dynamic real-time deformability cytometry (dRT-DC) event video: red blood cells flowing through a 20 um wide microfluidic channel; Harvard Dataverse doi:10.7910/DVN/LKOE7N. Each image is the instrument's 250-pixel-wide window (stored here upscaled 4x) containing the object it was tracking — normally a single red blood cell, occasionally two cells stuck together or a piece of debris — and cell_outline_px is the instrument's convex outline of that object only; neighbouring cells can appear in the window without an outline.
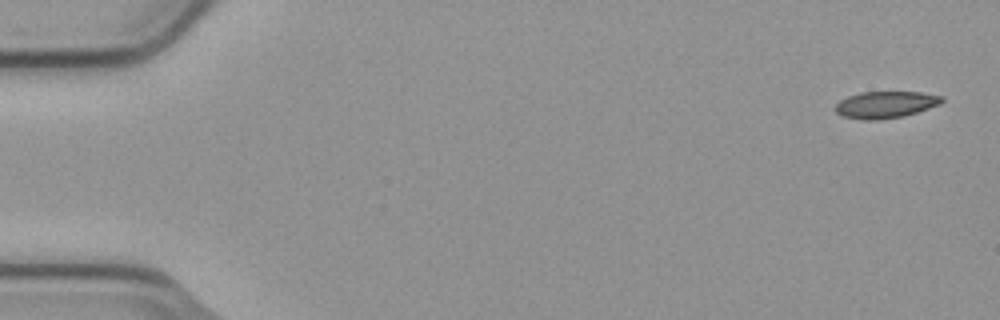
{"species": "common noctule bat (a hibernating species)", "species_latin": "Nyctalus noctula", "temperature_condition": "cold", "stored_images_in_passage": 5, "camera_frame_rate_fps": 3000, "um_per_image_px": 0.085, "animal": {"sex": "male", "body_mass_g": 23.1, "forearm_length_mm": 52.7}, "frame": {"image": 1, "passage_image": 1, "time_ms": 0.0, "image_size_px": [1000, 320], "cell_outline_px": [[944, 100], [940, 104], [904, 116], [880, 120], [860, 120], [844, 116], [836, 112], [836, 104], [840, 100], [848, 96], [860, 92], [920, 92], [944, 96]], "centroid_in_image_um": [75.28, 8.89], "position_along_channel_um": 9.7, "area_um2": 16.65}}
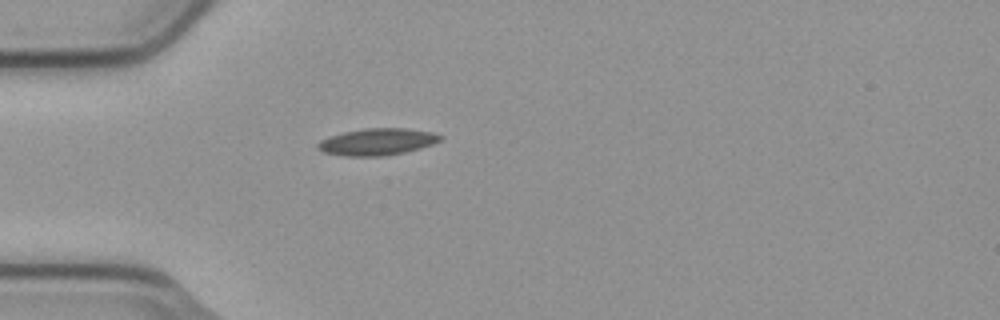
{"frame": {"image": 2, "passage_image": 5, "time_ms": 1.333, "image_size_px": [1000, 320], "cell_outline_px": [[444, 136], [440, 140], [432, 144], [420, 148], [404, 152], [384, 156], [344, 156], [324, 152], [316, 148], [316, 144], [320, 140], [344, 132], [364, 128], [404, 128], [432, 132]], "centroid_in_image_um": [32.05, 12.05], "position_along_channel_um": 52.9, "area_um2": 19.07}}